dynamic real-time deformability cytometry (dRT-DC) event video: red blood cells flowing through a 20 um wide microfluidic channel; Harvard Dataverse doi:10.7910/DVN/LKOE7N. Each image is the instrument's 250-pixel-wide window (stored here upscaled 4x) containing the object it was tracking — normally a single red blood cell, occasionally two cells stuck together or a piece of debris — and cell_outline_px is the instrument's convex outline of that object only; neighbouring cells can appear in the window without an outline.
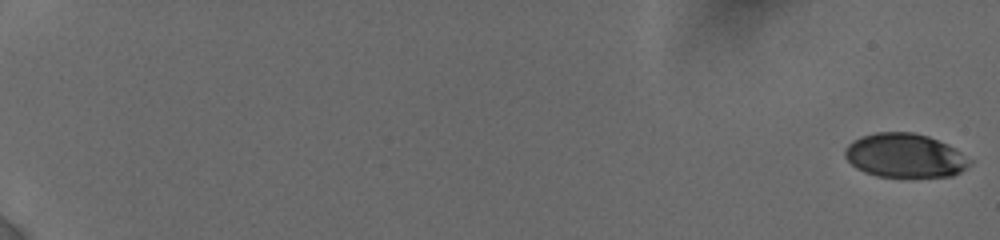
{"species": "human", "species_latin": "Homo sapiens", "temperature_condition": "cold", "stored_images_in_passage": 13, "camera_frame_rate_fps": 3000, "um_per_image_px": 0.085, "donor": {"sex": "female"}, "frame": {"image": 1, "passage_image": 1, "time_ms": 0.0, "image_size_px": [1000, 240], "cell_outline_px": [[972, 160], [960, 172], [952, 176], [876, 176], [864, 172], [856, 168], [844, 156], [844, 148], [852, 140], [860, 136], [876, 132], [912, 132], [928, 136], [948, 144]], "centroid_in_image_um": [76.87, 13.2], "position_along_channel_um": 8.1, "area_um2": 31.85}}
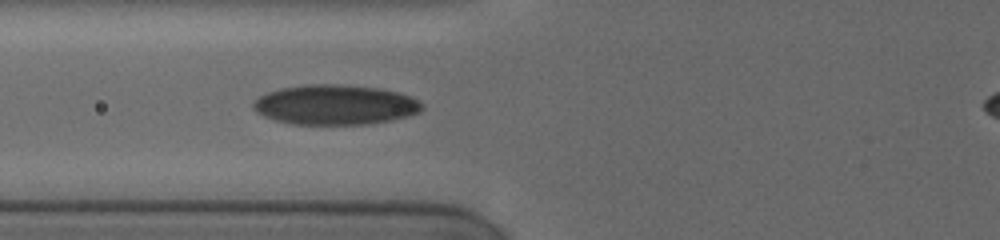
{"frame": {"image": 2, "passage_image": 13, "time_ms": 8.333, "image_size_px": [1000, 240], "cell_outline_px": [[424, 108], [420, 112], [408, 116], [388, 120], [364, 124], [292, 124], [276, 120], [264, 116], [256, 112], [252, 108], [252, 100], [268, 92], [280, 88], [308, 84], [340, 84], [376, 88], [396, 92], [412, 96], [424, 104]], "centroid_in_image_um": [28.47, 8.9], "position_along_channel_um": 97.3, "area_um2": 39.25}}